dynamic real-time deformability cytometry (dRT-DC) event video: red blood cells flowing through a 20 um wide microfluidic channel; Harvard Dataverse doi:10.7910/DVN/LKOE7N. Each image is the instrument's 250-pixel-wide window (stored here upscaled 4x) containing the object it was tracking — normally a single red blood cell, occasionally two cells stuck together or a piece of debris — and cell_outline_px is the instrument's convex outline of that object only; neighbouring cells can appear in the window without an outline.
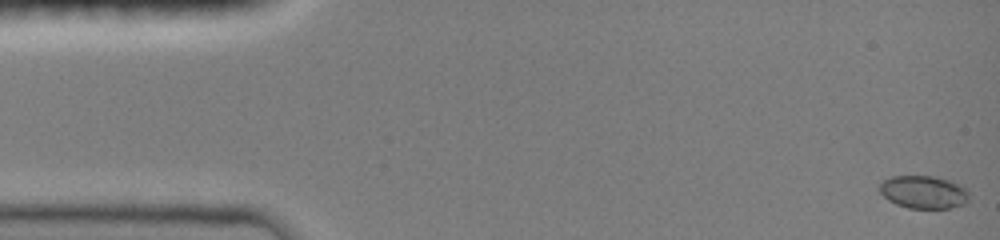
{"species": "common noctule bat (a hibernating species)", "species_latin": "Nyctalus noctula", "temperature_condition": "room temperature", "stored_images_in_passage": 48, "camera_frame_rate_fps": 3000, "um_per_image_px": 0.085, "animal": {"sex": "female", "body_mass_g": 19.0, "forearm_length_mm": 51.5}, "frame": {"image": 1, "passage_image": 1, "time_ms": 0.0, "image_size_px": [1000, 240], "cell_outline_px": [[968, 200], [964, 204], [948, 208], [908, 208], [896, 204], [888, 200], [880, 192], [880, 184], [884, 180], [892, 176], [936, 176], [952, 180], [960, 184], [968, 192]], "centroid_in_image_um": [78.52, 16.32], "position_along_channel_um": 6.5, "area_um2": 17.17}}
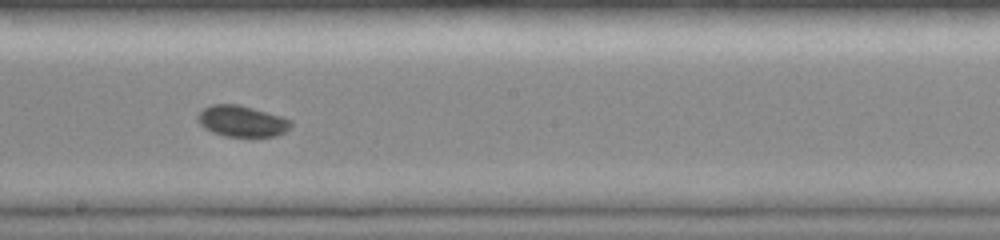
{"frame": {"image": 2, "passage_image": 27, "time_ms": 8.667, "image_size_px": [1000, 240], "cell_outline_px": [[292, 124], [284, 132], [276, 136], [224, 136], [212, 132], [204, 128], [196, 120], [196, 116], [204, 108], [212, 104], [240, 104], [280, 116], [292, 120]], "centroid_in_image_um": [20.53, 10.29], "position_along_channel_um": 227.7, "area_um2": 16.88}}
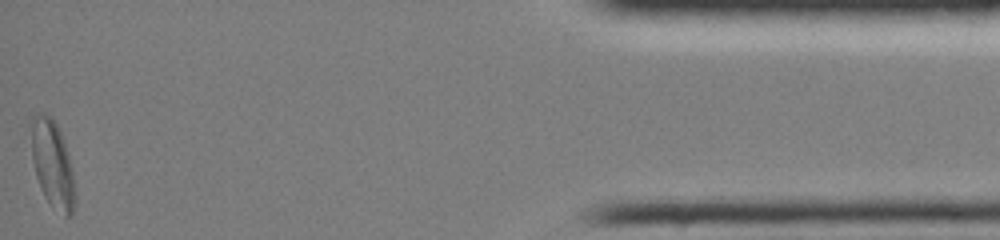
{"frame": {"image": 3, "passage_image": 48, "time_ms": 15.667, "image_size_px": [1000, 240], "cell_outline_px": [[72, 216], [64, 216], [44, 196], [36, 176], [32, 160], [28, 124], [28, 120], [36, 112], [44, 112], [56, 124], [60, 132], [68, 156], [72, 172]], "centroid_in_image_um": [4.35, 13.8], "position_along_channel_um": 430.9, "area_um2": 21.79}, "authors_computed_cell_mechanics": {"area_um2": 17.0799, "velocity_mm_per_s": 4.0042, "shape_relaxation_time_tau1_ms": 3.2124, "shape_relaxation_time_tau2_ms": null, "deformation_change_tau1": 0.0861, "deformation_change_tau2": null}}